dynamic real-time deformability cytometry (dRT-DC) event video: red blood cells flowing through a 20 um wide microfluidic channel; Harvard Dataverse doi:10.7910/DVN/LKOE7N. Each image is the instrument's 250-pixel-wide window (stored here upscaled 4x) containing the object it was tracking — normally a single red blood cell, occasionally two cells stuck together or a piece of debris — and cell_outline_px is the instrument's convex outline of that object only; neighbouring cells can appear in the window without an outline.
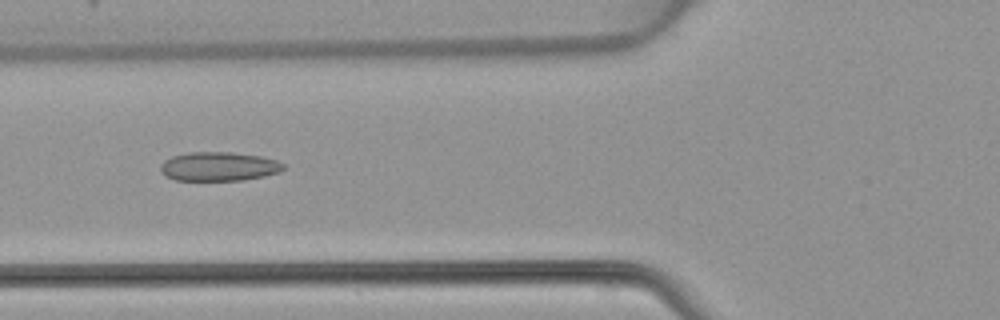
{"species": "common noctule bat (a hibernating species)", "species_latin": "Nyctalus noctula", "temperature_condition": "warm", "stored_images_in_passage": 26, "camera_frame_rate_fps": 3000, "um_per_image_px": 0.085, "animal": {"sex": "female", "body_mass_g": 22.7, "forearm_length_mm": 54.2}, "frame": {"image": 1, "passage_image": 10, "time_ms": 3.0, "image_size_px": [1000, 320], "cell_outline_px": [[284, 168], [280, 172], [264, 176], [244, 180], [176, 180], [164, 176], [160, 168], [160, 164], [164, 160], [172, 156], [188, 152], [232, 152], [260, 156], [276, 160], [284, 164]], "centroid_in_image_um": [18.58, 14.15], "position_along_channel_um": 107.2, "area_um2": 20.87}}
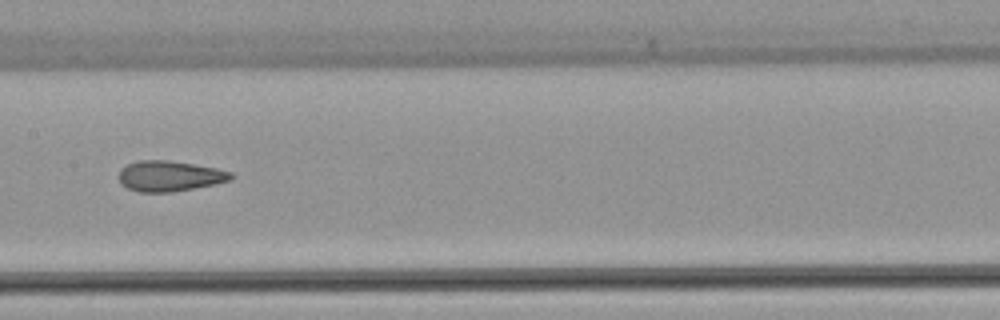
{"frame": {"image": 2, "passage_image": 16, "time_ms": 5.0, "image_size_px": [1000, 320], "cell_outline_px": [[236, 176], [232, 180], [216, 184], [172, 192], [140, 192], [128, 188], [120, 184], [120, 168], [128, 164], [140, 160], [168, 160], [216, 168], [232, 172]], "centroid_in_image_um": [14.45, 14.97], "position_along_channel_um": 192.9, "area_um2": 20.0}}
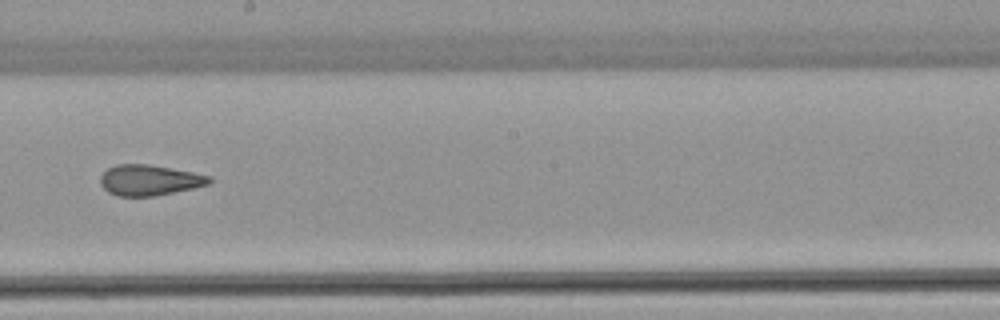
{"frame": {"image": 3, "passage_image": 19, "time_ms": 6.0, "image_size_px": [1000, 320], "cell_outline_px": [[212, 184], [156, 196], [116, 196], [108, 192], [100, 184], [100, 176], [108, 168], [116, 164], [148, 164], [192, 172], [212, 176]], "centroid_in_image_um": [12.71, 15.32], "position_along_channel_um": 235.5, "area_um2": 19.59}}